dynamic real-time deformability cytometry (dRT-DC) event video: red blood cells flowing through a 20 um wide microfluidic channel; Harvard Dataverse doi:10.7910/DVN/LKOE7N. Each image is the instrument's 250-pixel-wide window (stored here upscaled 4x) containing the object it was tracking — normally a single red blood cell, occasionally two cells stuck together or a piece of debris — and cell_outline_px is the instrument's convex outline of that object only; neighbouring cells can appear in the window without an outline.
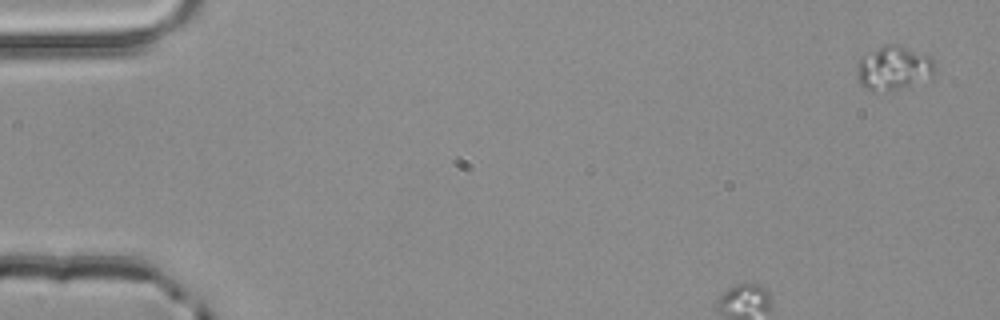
{"species": "common noctule bat (a hibernating species)", "species_latin": "Nyctalus noctula", "temperature_condition": "room temperature", "stored_images_in_passage": 3, "camera_frame_rate_fps": 3000, "um_per_image_px": 0.085, "animal": {"sex": "male", "body_mass_g": 20.4}, "frame": {"image": 1, "passage_image": 1, "time_ms": 0.0, "image_size_px": [1000, 320], "cell_outline_px": [[936, 72], [932, 76], [908, 84], [892, 88], [872, 92], [860, 84], [856, 68], [860, 60], [872, 52], [888, 44], [900, 44], [932, 56], [936, 68]], "centroid_in_image_um": [76.0, 5.74], "position_along_channel_um": 9.0, "area_um2": 19.36}}